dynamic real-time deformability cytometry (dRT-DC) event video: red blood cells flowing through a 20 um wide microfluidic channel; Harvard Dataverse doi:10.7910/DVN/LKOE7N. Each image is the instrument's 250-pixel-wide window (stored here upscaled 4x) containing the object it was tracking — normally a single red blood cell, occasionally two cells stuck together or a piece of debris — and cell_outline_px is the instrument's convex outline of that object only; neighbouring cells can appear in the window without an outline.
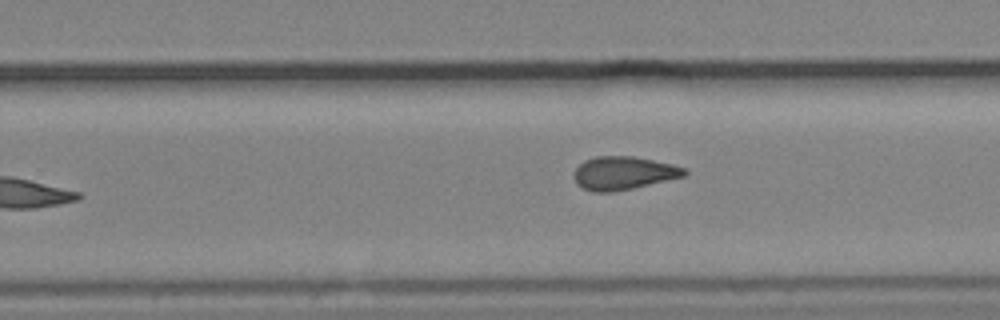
{"species": "common noctule bat (a hibernating species)", "species_latin": "Nyctalus noctula", "temperature_condition": "cold", "stored_images_in_passage": 10, "camera_frame_rate_fps": 3000, "um_per_image_px": 0.085, "animal": {"sex": "male", "body_mass_g": 19.2, "forearm_length_mm": 51.8}, "frame": {"image": 1, "passage_image": 10, "time_ms": 10.667, "image_size_px": [1000, 320], "cell_outline_px": [[688, 172], [684, 176], [632, 188], [612, 192], [592, 192], [576, 184], [572, 176], [572, 172], [584, 160], [596, 156], [632, 156], [672, 164], [684, 168]], "centroid_in_image_um": [52.93, 14.71], "position_along_channel_um": 276.9, "area_um2": 21.33}}